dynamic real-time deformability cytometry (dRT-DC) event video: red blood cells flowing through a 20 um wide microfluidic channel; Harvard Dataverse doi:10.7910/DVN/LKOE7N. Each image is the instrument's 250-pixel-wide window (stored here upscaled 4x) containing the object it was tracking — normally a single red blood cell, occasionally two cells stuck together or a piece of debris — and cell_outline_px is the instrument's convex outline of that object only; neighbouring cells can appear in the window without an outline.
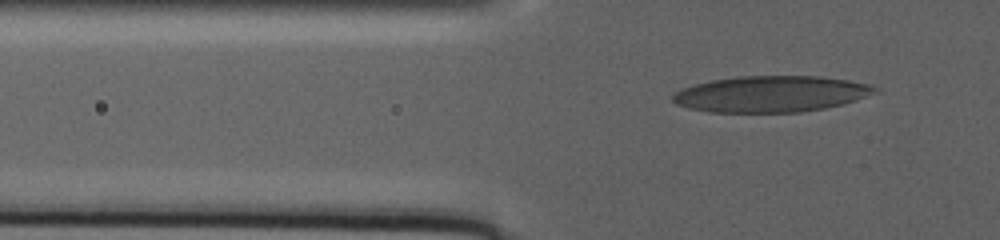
{"species": "human", "species_latin": "Homo sapiens", "temperature_condition": "warm", "stored_images_in_passage": 151, "camera_frame_rate_fps": 3000, "um_per_image_px": 0.085, "donor": {"sex": "male"}, "frame": {"image": 1, "passage_image": 38, "time_ms": 8.667, "image_size_px": [1000, 240], "cell_outline_px": [[880, 92], [844, 104], [824, 108], [800, 112], [708, 112], [688, 108], [676, 104], [672, 100], [672, 96], [676, 92], [692, 84], [712, 80], [736, 76], [820, 76], [848, 80], [872, 84], [880, 88]], "centroid_in_image_um": [65.58, 7.98], "position_along_channel_um": 60.2, "area_um2": 43.0}}
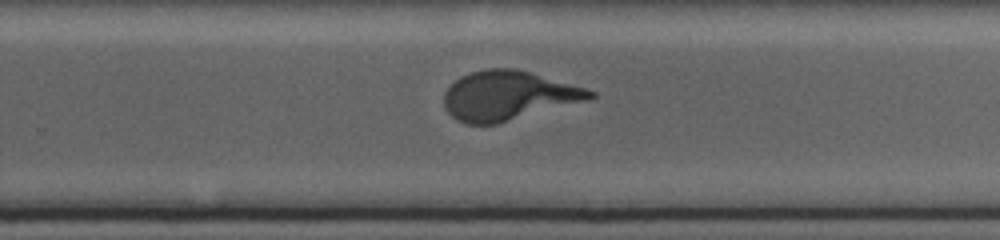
{"frame": {"image": 2, "passage_image": 96, "time_ms": 23.0, "image_size_px": [1000, 240], "cell_outline_px": [[596, 96], [588, 100], [496, 124], [468, 124], [456, 120], [444, 108], [444, 92], [460, 76], [472, 72], [488, 68], [516, 68], [584, 88], [596, 92]], "centroid_in_image_um": [43.17, 8.13], "position_along_channel_um": 286.6, "area_um2": 41.56}}
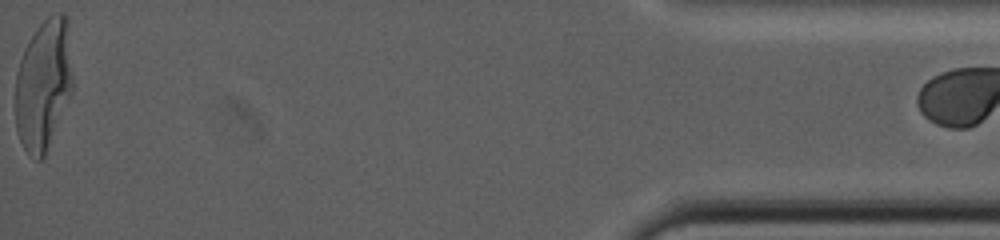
{"frame": {"image": 3, "passage_image": 150, "time_ms": 35.667, "image_size_px": [1000, 240], "cell_outline_px": [[72, 92], [44, 156], [40, 160], [36, 160], [24, 148], [20, 140], [16, 128], [16, 72], [20, 60], [36, 28], [52, 12], [64, 12], [68, 16], [72, 76]], "centroid_in_image_um": [3.71, 7.14], "position_along_channel_um": 431.5, "area_um2": 43.58}}